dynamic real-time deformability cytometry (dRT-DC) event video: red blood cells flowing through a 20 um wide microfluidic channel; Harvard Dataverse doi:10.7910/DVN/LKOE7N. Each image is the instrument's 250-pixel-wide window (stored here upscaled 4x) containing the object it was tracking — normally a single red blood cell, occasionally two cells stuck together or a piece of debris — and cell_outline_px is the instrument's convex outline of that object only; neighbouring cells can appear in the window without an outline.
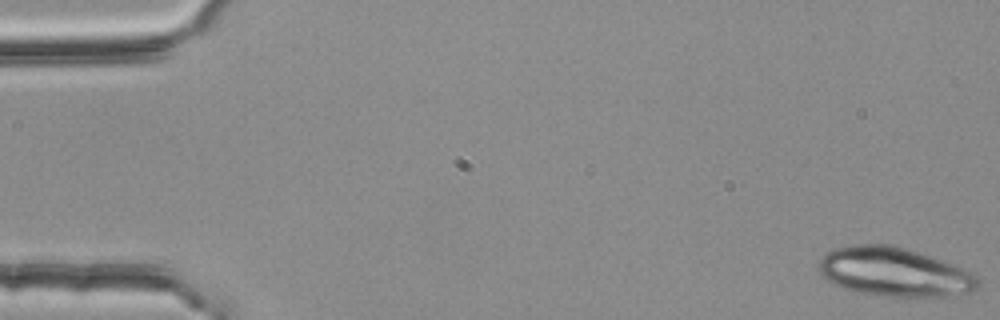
{"species": "common noctule bat (a hibernating species)", "species_latin": "Nyctalus noctula", "temperature_condition": "room temperature", "stored_images_in_passage": 4, "camera_frame_rate_fps": 3000, "um_per_image_px": 0.085, "animal": {"sex": "female", "body_mass_g": 25.1}, "frame": {"image": 1, "passage_image": 1, "time_ms": 0.0, "image_size_px": [1000, 320], "cell_outline_px": [[980, 284], [976, 292], [944, 296], [892, 296], [852, 292], [832, 284], [820, 272], [820, 260], [832, 248], [852, 244], [888, 244], [908, 248], [944, 260], [976, 276]], "centroid_in_image_um": [76.01, 23.11], "position_along_channel_um": 9.0, "area_um2": 45.49}}
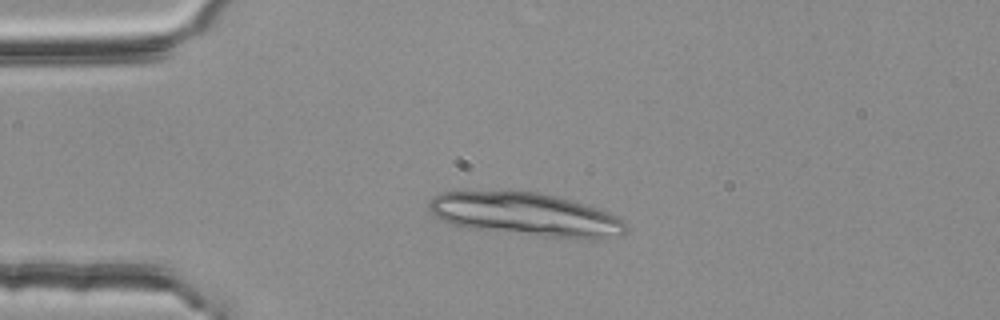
{"frame": {"image": 2, "passage_image": 3, "time_ms": 0.667, "image_size_px": [1000, 320], "cell_outline_px": [[628, 224], [624, 232], [620, 236], [536, 236], [468, 228], [452, 224], [436, 216], [432, 212], [428, 204], [440, 192], [508, 188], [540, 192], [572, 200], [608, 212]], "centroid_in_image_um": [44.57, 18.15], "position_along_channel_um": 40.4, "area_um2": 49.48}}